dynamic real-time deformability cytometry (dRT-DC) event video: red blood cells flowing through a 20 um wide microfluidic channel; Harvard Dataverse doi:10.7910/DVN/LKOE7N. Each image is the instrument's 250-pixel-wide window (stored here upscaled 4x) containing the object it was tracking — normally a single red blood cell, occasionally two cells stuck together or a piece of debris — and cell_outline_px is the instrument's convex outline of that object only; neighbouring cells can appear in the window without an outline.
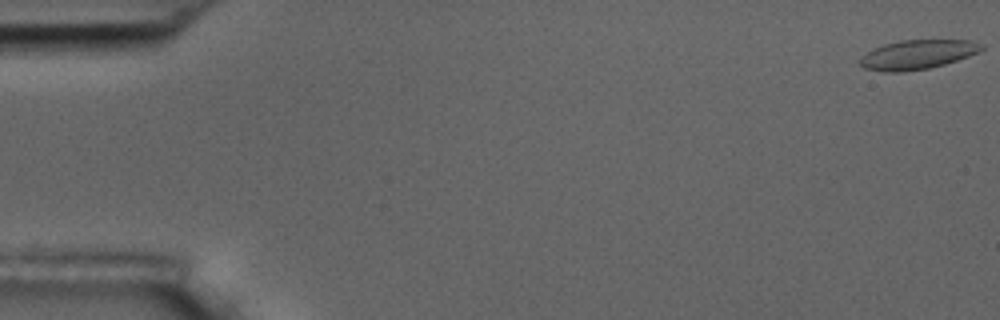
{"species": "common noctule bat (a hibernating species)", "species_latin": "Nyctalus noctula", "temperature_condition": "room temperature", "stored_images_in_passage": 7, "camera_frame_rate_fps": 3000, "um_per_image_px": 0.085, "animal": {"sex": "male", "body_mass_g": 17.5, "forearm_length_mm": 52.3}, "frame": {"image": 1, "passage_image": 1, "time_ms": 0.0, "image_size_px": [1000, 320], "cell_outline_px": [[984, 48], [980, 52], [944, 64], [928, 68], [900, 72], [884, 72], [864, 68], [860, 64], [860, 56], [884, 44], [900, 40], [972, 40], [984, 44]], "centroid_in_image_um": [78.01, 4.63], "position_along_channel_um": 7.0, "area_um2": 20.69}}